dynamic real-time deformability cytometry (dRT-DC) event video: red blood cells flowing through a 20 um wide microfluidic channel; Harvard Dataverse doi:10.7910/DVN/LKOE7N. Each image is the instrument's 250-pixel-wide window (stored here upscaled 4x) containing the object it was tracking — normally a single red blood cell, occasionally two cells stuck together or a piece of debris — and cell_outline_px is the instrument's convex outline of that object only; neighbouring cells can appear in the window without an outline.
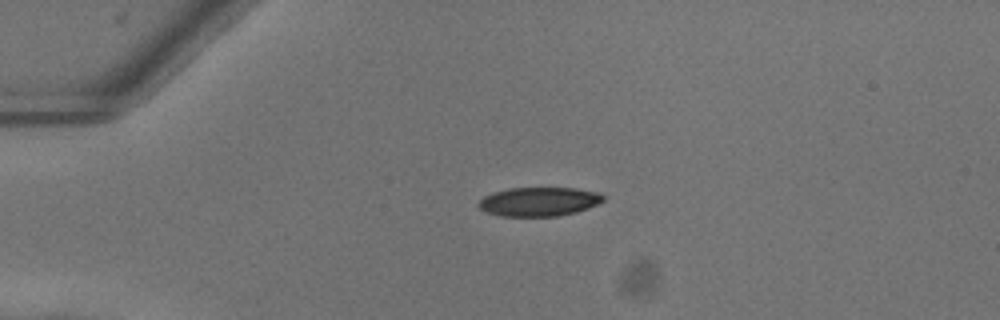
{"species": "common noctule bat (a hibernating species)", "species_latin": "Nyctalus noctula", "temperature_condition": "warm", "stored_images_in_passage": 40, "camera_frame_rate_fps": 3000, "um_per_image_px": 0.085, "animal": {"sex": "female"}, "frame": {"image": 1, "passage_image": 1, "time_ms": 0.0, "image_size_px": [1000, 320], "cell_outline_px": [[604, 200], [588, 208], [576, 212], [556, 216], [500, 216], [488, 212], [480, 208], [476, 204], [484, 196], [492, 192], [508, 188], [576, 188], [600, 192], [604, 196]], "centroid_in_image_um": [45.81, 17.13], "position_along_channel_um": 39.2, "area_um2": 21.1}}
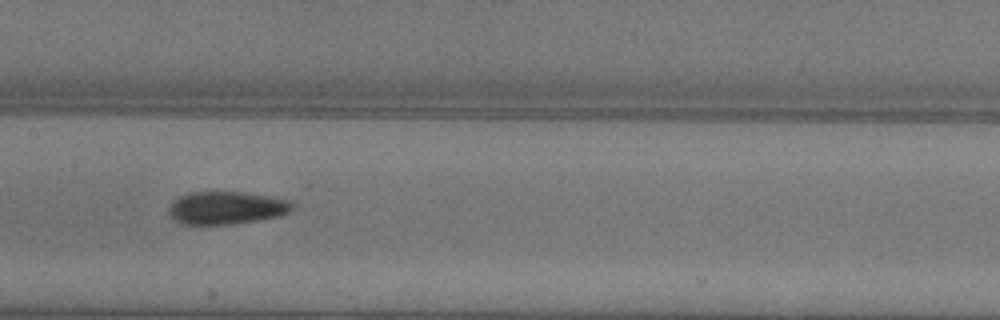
{"frame": {"image": 2, "passage_image": 15, "time_ms": 4.667, "image_size_px": [1000, 320], "cell_outline_px": [[296, 204], [288, 212], [280, 216], [236, 224], [184, 224], [176, 220], [168, 212], [168, 208], [180, 196], [192, 192], [244, 192], [272, 196], [292, 200]], "centroid_in_image_um": [19.33, 17.66], "position_along_channel_um": 188.1, "area_um2": 23.64}}
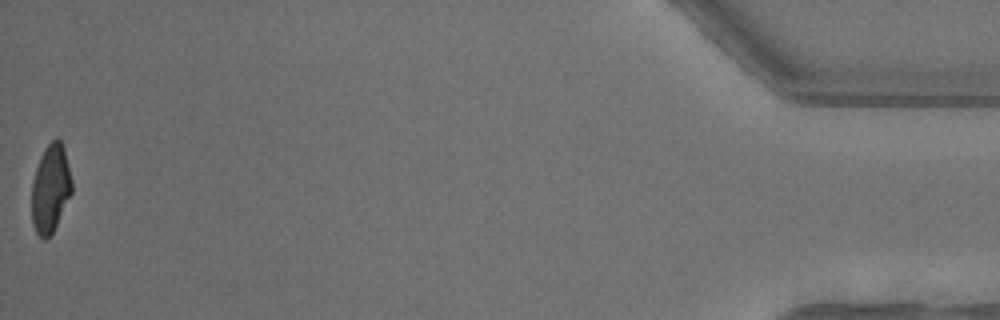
{"frame": {"image": 3, "passage_image": 40, "time_ms": 13.0, "image_size_px": [1000, 320], "cell_outline_px": [[72, 192], [52, 232], [44, 240], [36, 232], [32, 224], [32, 180], [40, 156], [44, 148], [56, 136], [60, 140], [64, 148], [72, 180]], "centroid_in_image_um": [4.28, 15.98], "position_along_channel_um": 430.9, "area_um2": 20.46}, "authors_computed_cell_mechanics": {"area_um2": 22.831, "velocity_mm_per_s": 4.0616, "shape_relaxation_time_tau1_ms": 5.7031, "shape_relaxation_time_tau2_ms": 2.6326, "deformation_change_tau1": 0.1927, "deformation_change_tau2": 0.0777}}